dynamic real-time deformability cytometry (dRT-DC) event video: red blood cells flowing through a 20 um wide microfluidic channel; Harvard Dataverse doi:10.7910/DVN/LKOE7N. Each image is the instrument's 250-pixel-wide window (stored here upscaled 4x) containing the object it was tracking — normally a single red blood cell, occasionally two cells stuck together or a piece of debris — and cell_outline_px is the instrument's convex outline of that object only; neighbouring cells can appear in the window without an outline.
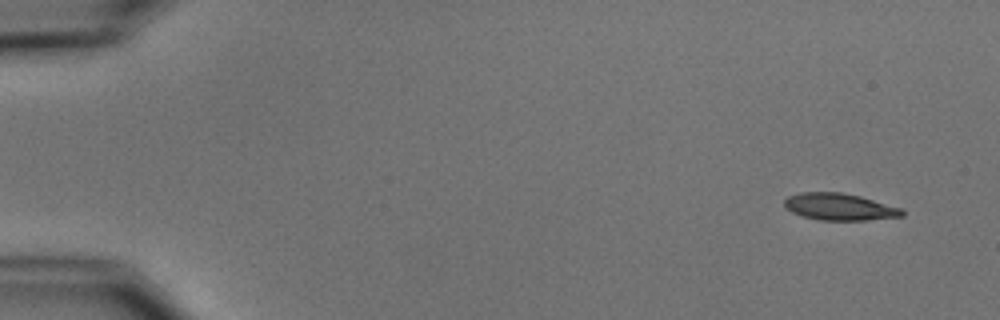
{"species": "common noctule bat (a hibernating species)", "species_latin": "Nyctalus noctula", "temperature_condition": "cold", "stored_images_in_passage": 6, "camera_frame_rate_fps": 3000, "um_per_image_px": 0.085, "animal": {"sex": "male", "body_mass_g": 15.6}, "frame": {"image": 1, "passage_image": 1, "time_ms": 0.0, "image_size_px": [1000, 320], "cell_outline_px": [[904, 216], [868, 220], [820, 220], [804, 216], [792, 212], [784, 208], [784, 200], [788, 196], [800, 192], [840, 192], [860, 196], [904, 208]], "centroid_in_image_um": [71.38, 17.57], "position_along_channel_um": 13.6, "area_um2": 18.61}}
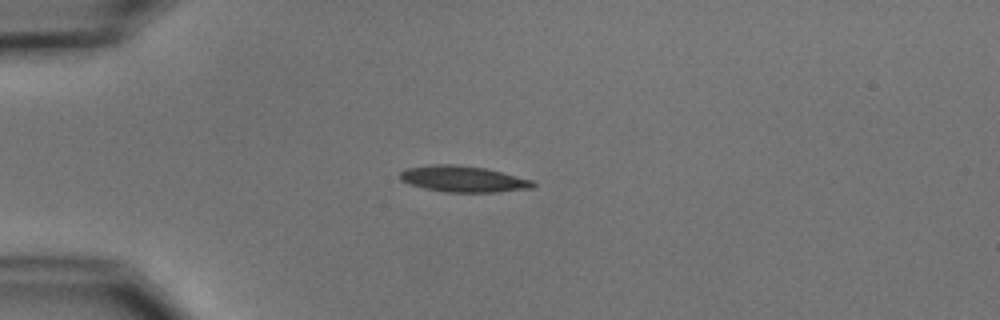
{"frame": {"image": 2, "passage_image": 4, "time_ms": 3.667, "image_size_px": [1000, 320], "cell_outline_px": [[536, 188], [496, 192], [444, 192], [424, 188], [408, 184], [400, 180], [400, 172], [404, 168], [432, 164], [456, 164], [484, 168], [532, 180], [536, 184]], "centroid_in_image_um": [39.34, 15.21], "position_along_channel_um": 45.7, "area_um2": 20.4}}